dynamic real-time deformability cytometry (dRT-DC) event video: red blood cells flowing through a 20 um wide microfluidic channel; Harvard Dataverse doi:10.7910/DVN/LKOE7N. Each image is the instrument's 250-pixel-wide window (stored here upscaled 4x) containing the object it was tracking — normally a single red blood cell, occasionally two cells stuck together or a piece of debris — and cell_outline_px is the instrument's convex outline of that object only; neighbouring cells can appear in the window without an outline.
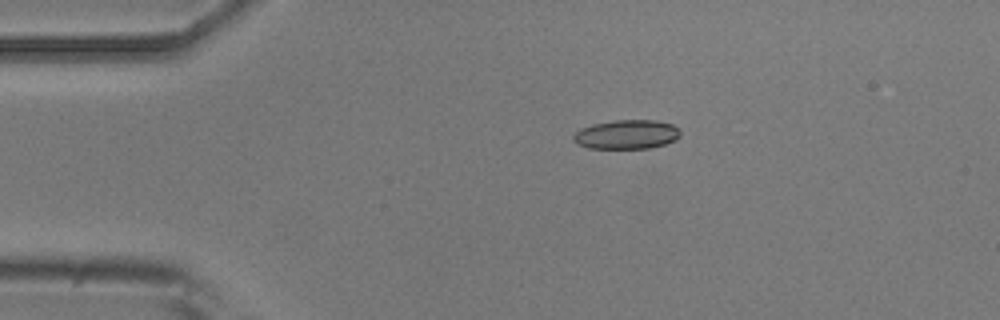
{"species": "common noctule bat (a hibernating species)", "species_latin": "Nyctalus noctula", "temperature_condition": "room temperature", "stored_images_in_passage": 7, "camera_frame_rate_fps": 3000, "um_per_image_px": 0.085, "animal": {"sex": "male", "body_mass_g": 20.5, "forearm_length_mm": 52.5}, "frame": {"image": 1, "passage_image": 4, "time_ms": 3.333, "image_size_px": [1000, 320], "cell_outline_px": [[680, 136], [676, 140], [664, 144], [648, 148], [588, 148], [576, 144], [572, 140], [572, 136], [580, 128], [592, 124], [616, 120], [656, 120], [672, 124], [680, 128]], "centroid_in_image_um": [53.25, 11.42], "position_along_channel_um": 31.7, "area_um2": 18.32}}
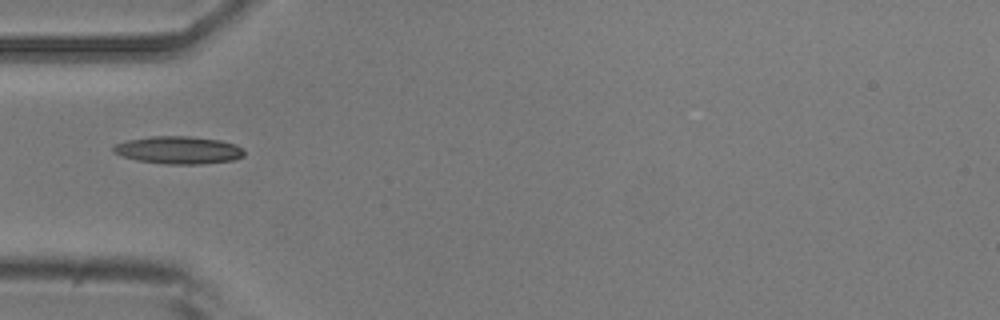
{"frame": {"image": 2, "passage_image": 6, "time_ms": 5.667, "image_size_px": [1000, 320], "cell_outline_px": [[244, 156], [236, 160], [204, 164], [168, 164], [136, 160], [112, 152], [112, 148], [116, 144], [128, 140], [152, 136], [188, 136], [220, 140], [236, 144], [244, 148]], "centroid_in_image_um": [15.23, 12.76], "position_along_channel_um": 69.8, "area_um2": 21.15}}
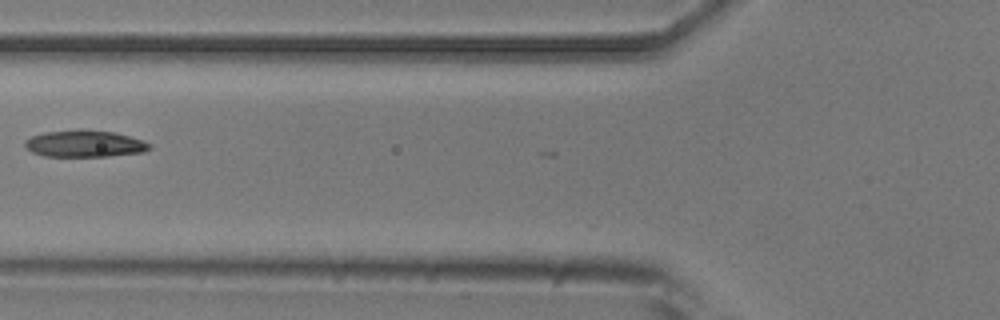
{"frame": {"image": 3, "passage_image": 7, "time_ms": 7.0, "image_size_px": [1000, 320], "cell_outline_px": [[152, 148], [144, 152], [108, 156], [44, 156], [32, 152], [24, 144], [24, 140], [32, 136], [44, 132], [76, 128], [80, 128], [112, 132], [144, 140], [152, 144]], "centroid_in_image_um": [7.2, 12.2], "position_along_channel_um": 118.6, "area_um2": 19.71}}